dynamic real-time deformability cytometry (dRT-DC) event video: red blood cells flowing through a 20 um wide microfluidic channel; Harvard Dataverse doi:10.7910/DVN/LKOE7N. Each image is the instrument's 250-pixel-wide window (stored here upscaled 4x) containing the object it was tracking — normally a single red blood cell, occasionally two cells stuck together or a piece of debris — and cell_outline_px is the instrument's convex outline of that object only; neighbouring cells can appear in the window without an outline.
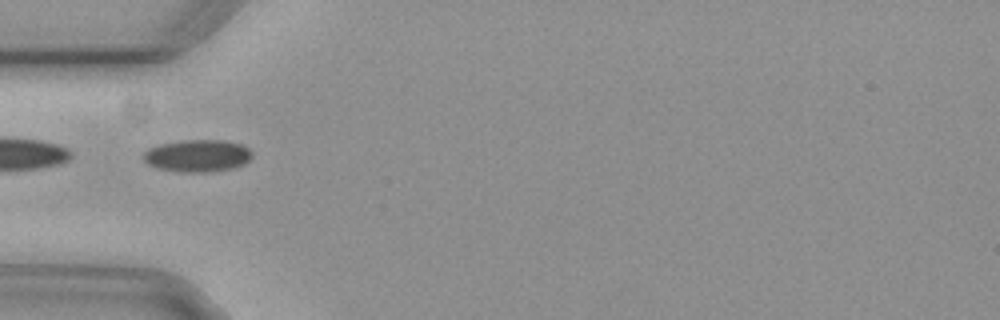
{"species": "common noctule bat (a hibernating species)", "species_latin": "Nyctalus noctula", "temperature_condition": "cold", "stored_images_in_passage": 7, "camera_frame_rate_fps": 3000, "um_per_image_px": 0.085, "animal": {"sex": "female", "body_mass_g": 29.2, "forearm_length_mm": 56.3}, "frame": {"image": 1, "passage_image": 4, "time_ms": 1.0, "image_size_px": [1000, 320], "cell_outline_px": [[252, 156], [244, 164], [232, 168], [204, 172], [180, 172], [156, 168], [148, 164], [144, 160], [144, 152], [148, 148], [160, 144], [180, 140], [224, 140], [240, 144], [248, 148], [252, 152]], "centroid_in_image_um": [16.77, 13.23], "position_along_channel_um": 68.2, "area_um2": 20.4}}
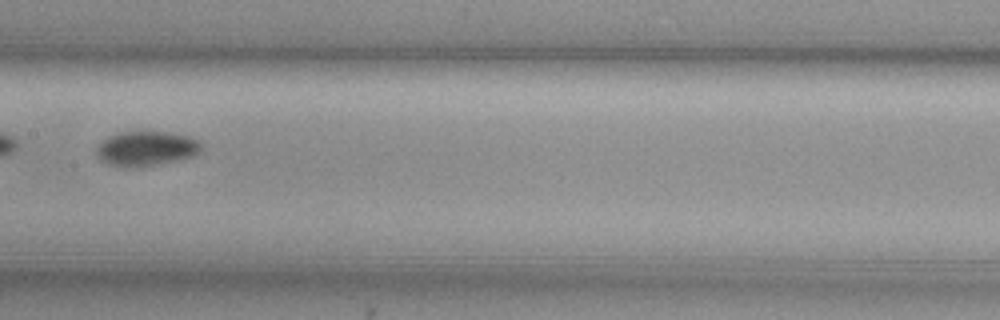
{"frame": {"image": 2, "passage_image": 7, "time_ms": 2.0, "image_size_px": [1000, 320], "cell_outline_px": [[200, 152], [192, 156], [180, 160], [136, 168], [124, 168], [108, 164], [100, 160], [96, 156], [96, 148], [108, 136], [120, 132], [168, 132], [188, 136], [200, 140]], "centroid_in_image_um": [12.41, 12.65], "position_along_channel_um": 195.0, "area_um2": 21.39}}